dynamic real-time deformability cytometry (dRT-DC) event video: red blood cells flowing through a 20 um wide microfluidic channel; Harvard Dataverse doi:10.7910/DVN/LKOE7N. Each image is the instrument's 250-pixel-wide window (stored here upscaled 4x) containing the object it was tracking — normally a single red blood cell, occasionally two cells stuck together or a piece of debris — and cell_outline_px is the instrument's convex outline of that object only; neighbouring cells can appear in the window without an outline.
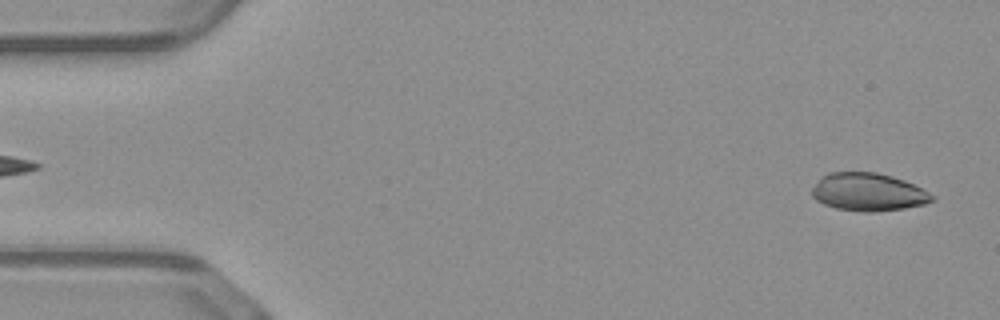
{"species": "common noctule bat (a hibernating species)", "species_latin": "Nyctalus noctula", "temperature_condition": "warm", "stored_images_in_passage": 9, "camera_frame_rate_fps": 3000, "um_per_image_px": 0.085, "animal": {"sex": "male", "body_mass_g": 23.1, "forearm_length_mm": 52.7}, "frame": {"image": 1, "passage_image": 2, "time_ms": 0.333, "image_size_px": [1000, 320], "cell_outline_px": [[936, 200], [924, 204], [904, 208], [872, 212], [864, 212], [836, 208], [824, 204], [816, 200], [812, 196], [812, 188], [828, 172], [876, 172], [892, 176], [904, 180], [936, 196]], "centroid_in_image_um": [73.82, 16.33], "position_along_channel_um": 11.2, "area_um2": 26.36}}